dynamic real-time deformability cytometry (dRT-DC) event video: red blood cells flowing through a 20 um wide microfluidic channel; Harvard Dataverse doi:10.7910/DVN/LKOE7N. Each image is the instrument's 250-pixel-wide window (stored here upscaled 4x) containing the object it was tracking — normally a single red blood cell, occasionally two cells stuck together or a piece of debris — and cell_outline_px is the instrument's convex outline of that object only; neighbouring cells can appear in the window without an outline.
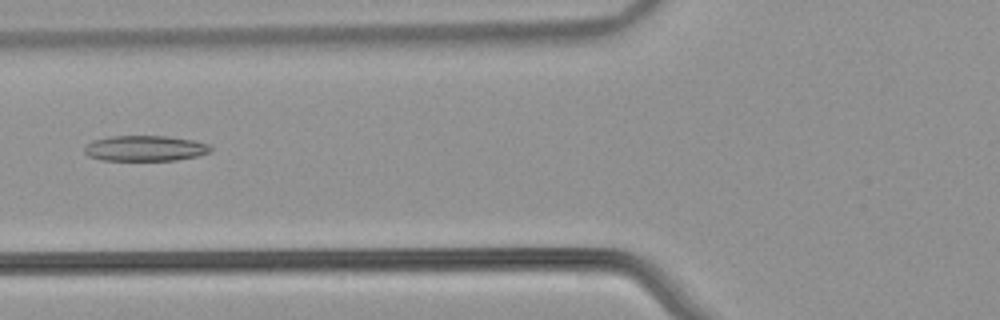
{"species": "common noctule bat (a hibernating species)", "species_latin": "Nyctalus noctula", "temperature_condition": "warm", "stored_images_in_passage": 49, "camera_frame_rate_fps": 3000, "um_per_image_px": 0.085, "animal": {"sex": "male", "body_mass_g": 21.5, "forearm_length_mm": 52.0}, "frame": {"image": 1, "passage_image": 17, "time_ms": 5.333, "image_size_px": [1000, 320], "cell_outline_px": [[212, 148], [208, 152], [196, 156], [176, 160], [100, 160], [88, 156], [84, 152], [84, 148], [92, 140], [112, 136], [168, 136], [192, 140], [208, 144]], "centroid_in_image_um": [12.29, 12.6], "position_along_channel_um": 113.5, "area_um2": 18.67}}
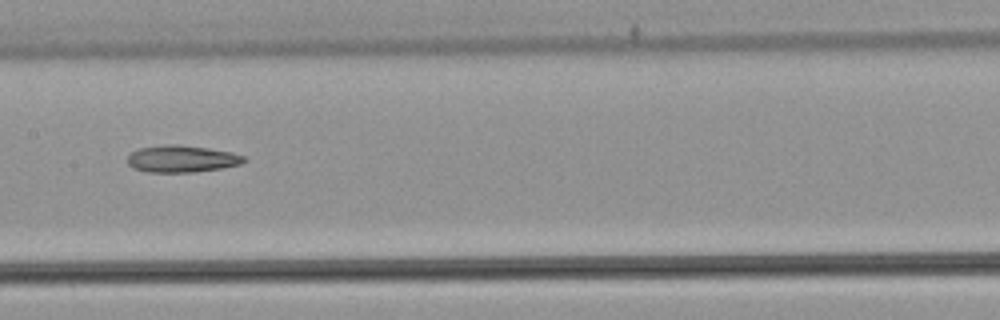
{"frame": {"image": 2, "passage_image": 23, "time_ms": 7.333, "image_size_px": [1000, 320], "cell_outline_px": [[248, 160], [240, 164], [220, 168], [192, 172], [148, 172], [132, 168], [128, 164], [128, 156], [132, 152], [140, 148], [164, 144], [176, 144], [208, 148], [232, 152], [244, 156]], "centroid_in_image_um": [15.45, 13.49], "position_along_channel_um": 192.0, "area_um2": 18.26}}
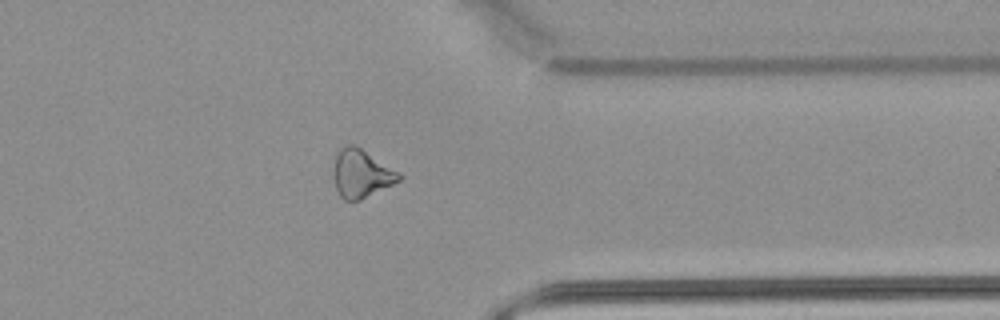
{"frame": {"image": 3, "passage_image": 38, "time_ms": 12.333, "image_size_px": [1000, 320], "cell_outline_px": [[404, 176], [400, 180], [360, 200], [344, 200], [340, 196], [336, 188], [332, 176], [332, 172], [336, 152], [344, 144], [352, 144], [360, 148], [400, 172]], "centroid_in_image_um": [30.67, 14.74], "position_along_channel_um": 380.7, "area_um2": 18.44}}